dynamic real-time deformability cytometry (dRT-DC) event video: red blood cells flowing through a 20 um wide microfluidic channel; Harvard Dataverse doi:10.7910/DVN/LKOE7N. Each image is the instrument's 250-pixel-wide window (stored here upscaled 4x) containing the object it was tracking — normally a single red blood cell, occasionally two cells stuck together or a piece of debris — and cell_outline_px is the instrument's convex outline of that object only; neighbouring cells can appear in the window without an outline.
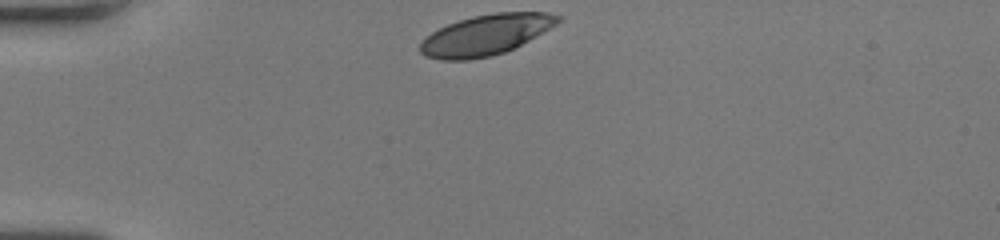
{"species": "human", "species_latin": "Homo sapiens", "temperature_condition": "room temperature", "stored_images_in_passage": 31, "camera_frame_rate_fps": 3000, "um_per_image_px": 0.085, "donor": {"sex": "female"}, "frame": {"image": 1, "passage_image": 1, "time_ms": 0.0, "image_size_px": [1000, 240], "cell_outline_px": [[564, 20], [528, 40], [504, 52], [492, 56], [468, 60], [440, 60], [424, 56], [420, 52], [420, 44], [424, 36], [448, 24], [472, 16], [496, 12], [548, 12], [564, 16]], "centroid_in_image_um": [41.29, 2.96], "position_along_channel_um": 43.7, "area_um2": 32.54}}
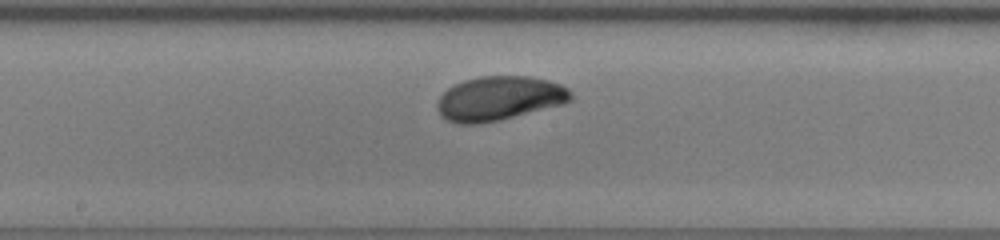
{"frame": {"image": 2, "passage_image": 16, "time_ms": 5.0, "image_size_px": [1000, 240], "cell_outline_px": [[572, 100], [564, 104], [500, 120], [480, 124], [460, 124], [448, 120], [440, 116], [436, 108], [436, 100], [448, 88], [464, 80], [480, 76], [528, 76], [548, 80], [560, 84], [568, 88], [572, 92]], "centroid_in_image_um": [42.43, 8.37], "position_along_channel_um": 205.8, "area_um2": 34.68}}
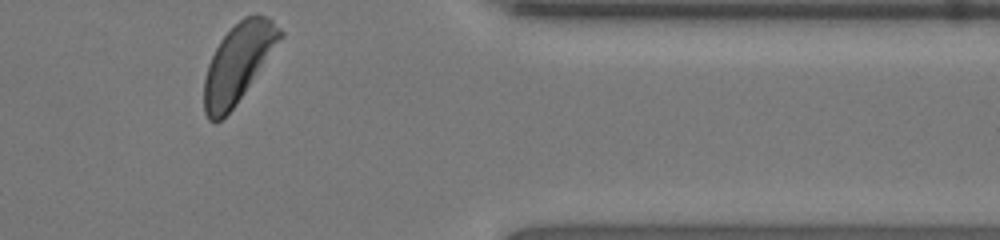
{"frame": {"image": 3, "passage_image": 31, "time_ms": 10.0, "image_size_px": [1000, 240], "cell_outline_px": [[284, 32], [236, 104], [216, 124], [208, 120], [204, 112], [204, 80], [208, 64], [220, 40], [244, 16], [256, 12], [260, 12], [268, 16]], "centroid_in_image_um": [20.21, 5.33], "position_along_channel_um": 391.2, "area_um2": 33.87}, "authors_computed_cell_mechanics": {"area_um2": 33.7552, "velocity_mm_per_s": 4.0218, "shape_relaxation_time_tau1_ms": 2.7235, "shape_relaxation_time_tau2_ms": null, "deformation_change_tau1": 0.1387, "deformation_change_tau2": null}}